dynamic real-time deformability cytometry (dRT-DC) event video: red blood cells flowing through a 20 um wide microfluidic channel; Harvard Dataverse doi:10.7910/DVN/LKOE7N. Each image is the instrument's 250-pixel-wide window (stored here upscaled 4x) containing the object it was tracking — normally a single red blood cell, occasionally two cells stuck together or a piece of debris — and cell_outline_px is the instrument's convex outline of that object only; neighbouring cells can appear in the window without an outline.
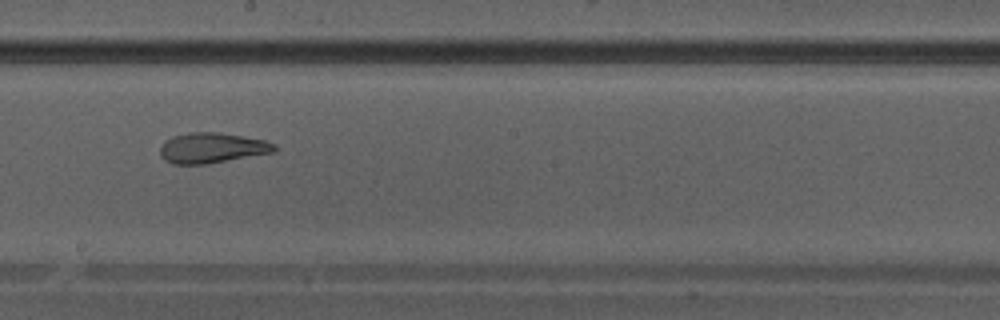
{"species": "Egyptian fruit bat (a non-hibernating species)", "species_latin": "Rousettus aegyptiacus", "temperature_condition": "warm", "stored_images_in_passage": 31, "camera_frame_rate_fps": 3000, "um_per_image_px": 0.085, "animal": {"sex": "male"}, "frame": {"image": 1, "passage_image": 14, "time_ms": 4.333, "image_size_px": [1000, 320], "cell_outline_px": [[276, 152], [208, 164], [172, 164], [164, 160], [160, 156], [160, 148], [164, 140], [172, 136], [192, 132], [216, 132], [244, 136], [264, 140], [276, 144]], "centroid_in_image_um": [18.01, 12.58], "position_along_channel_um": 230.2, "area_um2": 20.46}}